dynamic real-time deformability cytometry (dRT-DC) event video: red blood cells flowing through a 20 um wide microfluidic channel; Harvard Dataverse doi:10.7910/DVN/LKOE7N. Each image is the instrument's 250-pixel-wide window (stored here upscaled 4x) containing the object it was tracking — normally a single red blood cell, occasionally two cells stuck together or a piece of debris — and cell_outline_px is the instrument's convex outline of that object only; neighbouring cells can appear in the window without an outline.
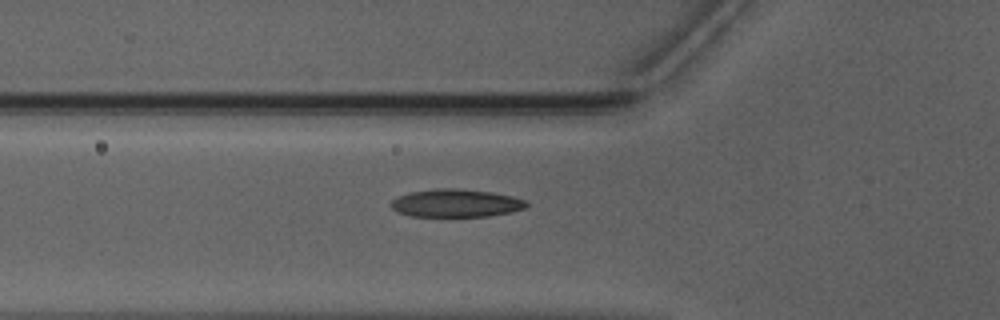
{"species": "Egyptian fruit bat (a non-hibernating species)", "species_latin": "Rousettus aegyptiacus", "temperature_condition": "warm", "stored_images_in_passage": 39, "segment_of_instrument_passage": [1, 2], "camera_frame_rate_fps": 3000, "um_per_image_px": 0.085, "animal": {"sex": "male"}, "frame": {"image": 1, "passage_image": 4, "time_ms": 1.0, "image_size_px": [1000, 320], "cell_outline_px": [[528, 204], [524, 208], [512, 212], [488, 216], [412, 216], [396, 212], [388, 204], [396, 196], [408, 192], [436, 188], [456, 188], [492, 192], [512, 196], [524, 200]], "centroid_in_image_um": [38.69, 17.26], "position_along_channel_um": 87.1, "area_um2": 22.2}}
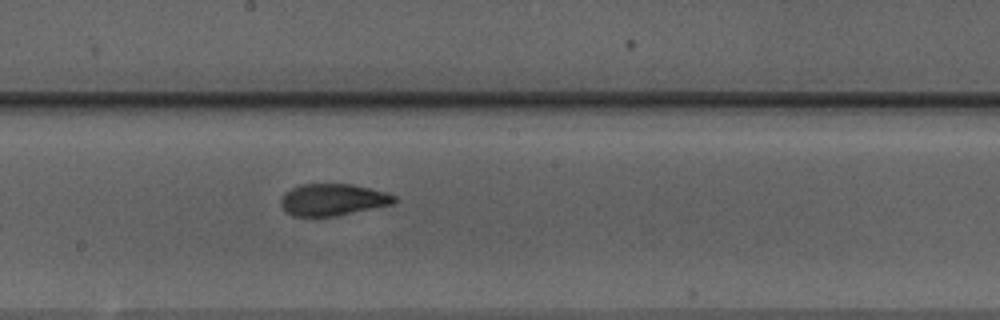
{"frame": {"image": 2, "passage_image": 14, "time_ms": 4.333, "image_size_px": [1000, 320], "cell_outline_px": [[396, 200], [392, 204], [336, 216], [292, 216], [284, 212], [280, 204], [280, 200], [284, 192], [300, 184], [352, 184], [384, 192], [396, 196]], "centroid_in_image_um": [28.22, 16.98], "position_along_channel_um": 220.0, "area_um2": 21.04}}
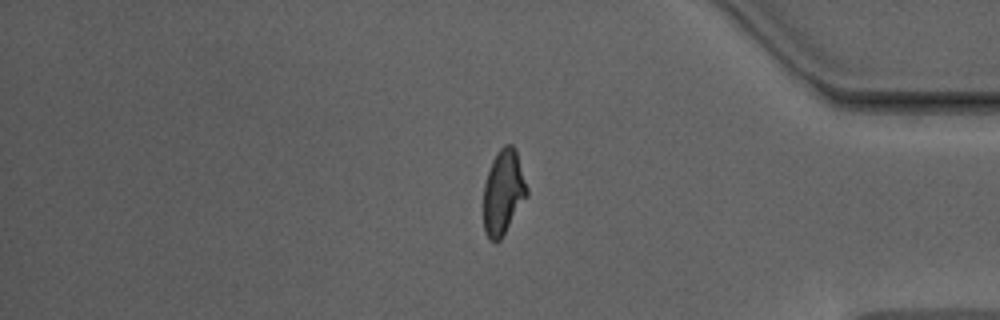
{"frame": {"image": 3, "passage_image": 29, "time_ms": 9.333, "image_size_px": [1000, 320], "cell_outline_px": [[528, 196], [500, 240], [488, 240], [484, 232], [484, 184], [492, 160], [500, 148], [504, 144], [512, 144], [516, 148], [528, 188]], "centroid_in_image_um": [42.79, 16.32], "position_along_channel_um": 392.4, "area_um2": 21.56}}